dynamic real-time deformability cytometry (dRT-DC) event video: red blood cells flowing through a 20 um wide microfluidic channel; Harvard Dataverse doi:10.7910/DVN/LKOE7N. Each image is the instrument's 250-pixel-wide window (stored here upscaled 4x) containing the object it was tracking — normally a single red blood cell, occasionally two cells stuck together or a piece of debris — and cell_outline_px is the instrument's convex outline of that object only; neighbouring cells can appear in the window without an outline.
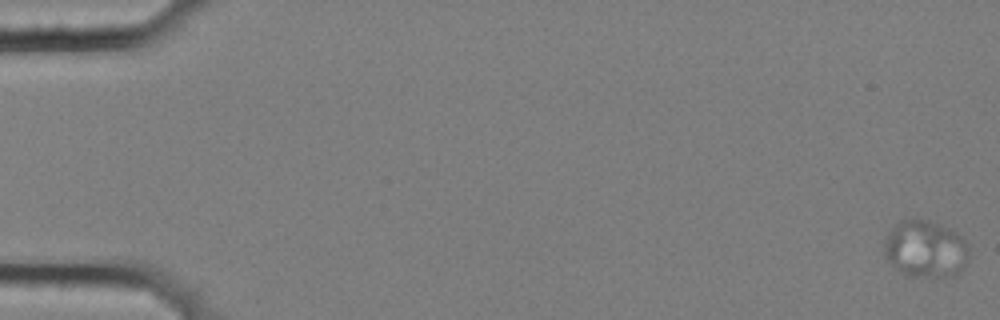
{"species": "common noctule bat (a hibernating species)", "species_latin": "Nyctalus noctula", "temperature_condition": "cold", "stored_images_in_passage": 6, "camera_frame_rate_fps": 3000, "um_per_image_px": 0.085, "animal": {"sex": "female", "body_mass_g": 25.1}, "frame": {"image": 1, "passage_image": 1, "time_ms": 0.0, "image_size_px": [1000, 320], "cell_outline_px": [[968, 256], [964, 268], [956, 276], [908, 276], [900, 272], [884, 256], [884, 240], [892, 228], [900, 220], [912, 216], [928, 220], [948, 228], [956, 232], [964, 240], [968, 248]], "centroid_in_image_um": [78.64, 21.14], "position_along_channel_um": 6.4, "area_um2": 28.44}}
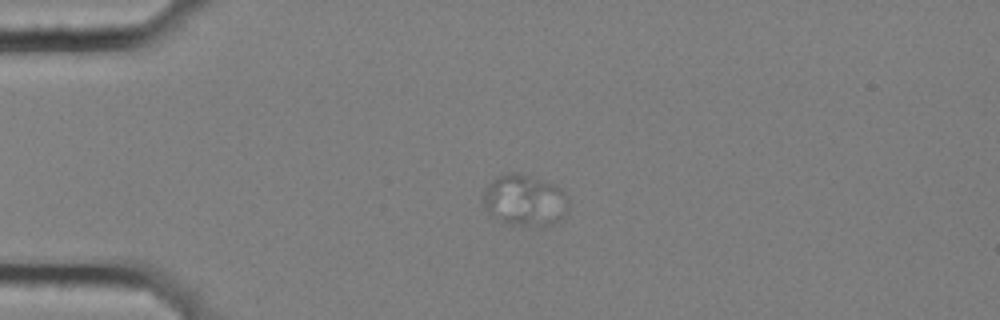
{"frame": {"image": 2, "passage_image": 5, "time_ms": 1.333, "image_size_px": [1000, 320], "cell_outline_px": [[568, 212], [560, 220], [552, 224], [540, 228], [536, 228], [512, 224], [488, 212], [484, 204], [484, 192], [488, 184], [496, 176], [508, 172], [516, 172], [556, 184], [568, 196]], "centroid_in_image_um": [44.67, 17.03], "position_along_channel_um": 40.3, "area_um2": 25.72}}